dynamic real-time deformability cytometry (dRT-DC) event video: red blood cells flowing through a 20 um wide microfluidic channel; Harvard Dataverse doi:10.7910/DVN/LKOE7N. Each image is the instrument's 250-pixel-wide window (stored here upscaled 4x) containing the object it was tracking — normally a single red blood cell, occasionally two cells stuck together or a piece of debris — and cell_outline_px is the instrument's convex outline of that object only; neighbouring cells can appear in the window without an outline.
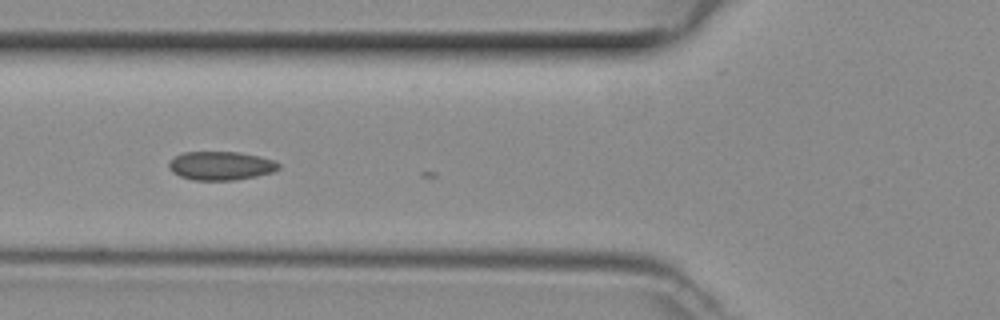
{"species": "common noctule bat (a hibernating species)", "species_latin": "Nyctalus noctula", "temperature_condition": "room temperature", "stored_images_in_passage": 5, "camera_frame_rate_fps": 3000, "um_per_image_px": 0.085, "animal": {"sex": "female", "body_mass_g": 29.2, "forearm_length_mm": 56.3}, "frame": {"image": 1, "passage_image": 4, "time_ms": 1.0, "image_size_px": [1000, 320], "cell_outline_px": [[280, 168], [272, 172], [256, 176], [236, 180], [196, 180], [180, 176], [172, 172], [168, 168], [168, 164], [176, 156], [184, 152], [236, 152], [260, 156], [276, 160], [280, 164]], "centroid_in_image_um": [18.8, 14.09], "position_along_channel_um": 107.0, "area_um2": 18.32}}